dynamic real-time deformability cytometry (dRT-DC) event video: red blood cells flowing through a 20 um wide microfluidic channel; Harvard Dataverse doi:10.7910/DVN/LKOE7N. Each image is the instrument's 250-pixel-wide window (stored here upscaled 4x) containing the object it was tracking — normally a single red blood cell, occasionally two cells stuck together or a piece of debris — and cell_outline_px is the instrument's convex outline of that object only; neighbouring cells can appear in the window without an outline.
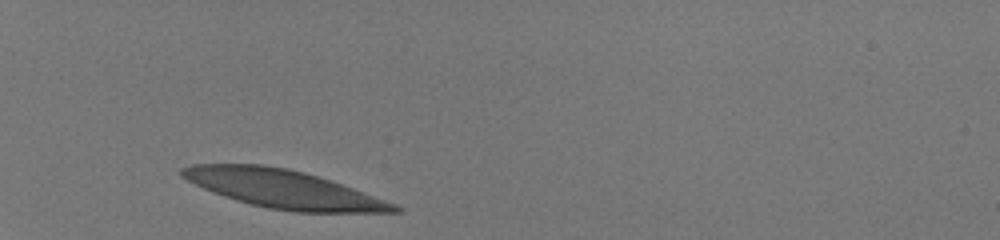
{"species": "human", "species_latin": "Homo sapiens", "temperature_condition": "room temperature", "stored_images_in_passage": 30, "camera_frame_rate_fps": 3000, "um_per_image_px": 0.085, "donor": {"sex": "male"}, "frame": {"image": 1, "passage_image": 1, "time_ms": 0.0, "image_size_px": [1000, 240], "cell_outline_px": [[404, 208], [400, 212], [296, 212], [268, 208], [236, 200], [212, 192], [180, 176], [180, 168], [192, 164], [264, 164], [288, 168], [304, 172], [352, 188], [396, 204]], "centroid_in_image_um": [24.06, 16.06], "position_along_channel_um": 60.9, "area_um2": 46.76}}
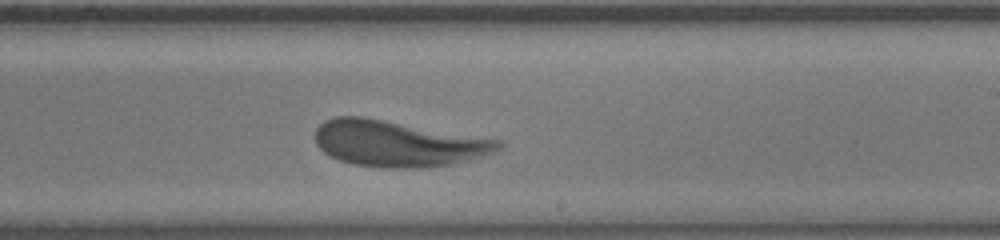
{"frame": {"image": 2, "passage_image": 18, "time_ms": 5.667, "image_size_px": [1000, 240], "cell_outline_px": [[504, 144], [496, 152], [452, 164], [428, 168], [380, 168], [352, 164], [340, 160], [324, 152], [316, 144], [316, 128], [324, 120], [336, 116], [364, 116], [500, 140]], "centroid_in_image_um": [33.8, 12.2], "position_along_channel_um": 255.2, "area_um2": 49.3}}
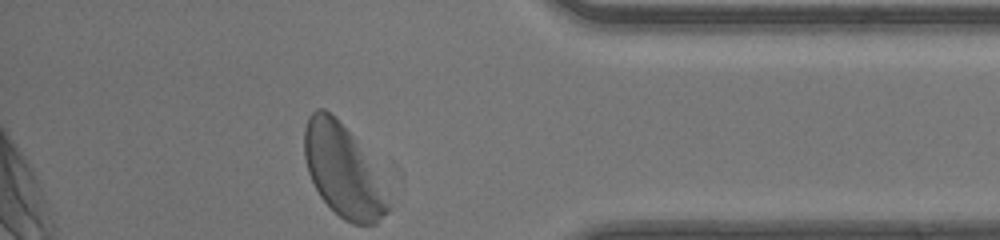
{"frame": {"image": 3, "passage_image": 30, "time_ms": 9.667, "image_size_px": [1000, 240], "cell_outline_px": [[392, 208], [376, 224], [352, 224], [344, 220], [320, 196], [308, 172], [304, 156], [304, 128], [308, 116], [316, 108], [324, 108], [352, 136]], "centroid_in_image_um": [29.06, 14.55], "position_along_channel_um": 406.1, "area_um2": 42.77}, "authors_computed_cell_mechanics": {"area_um2": 48.7543, "velocity_mm_per_s": 4.0468, "shape_relaxation_time_tau1_ms": 2.0847, "shape_relaxation_time_tau2_ms": 1.1043, "deformation_change_tau1": 0.1392, "deformation_change_tau2": 0.0936}}